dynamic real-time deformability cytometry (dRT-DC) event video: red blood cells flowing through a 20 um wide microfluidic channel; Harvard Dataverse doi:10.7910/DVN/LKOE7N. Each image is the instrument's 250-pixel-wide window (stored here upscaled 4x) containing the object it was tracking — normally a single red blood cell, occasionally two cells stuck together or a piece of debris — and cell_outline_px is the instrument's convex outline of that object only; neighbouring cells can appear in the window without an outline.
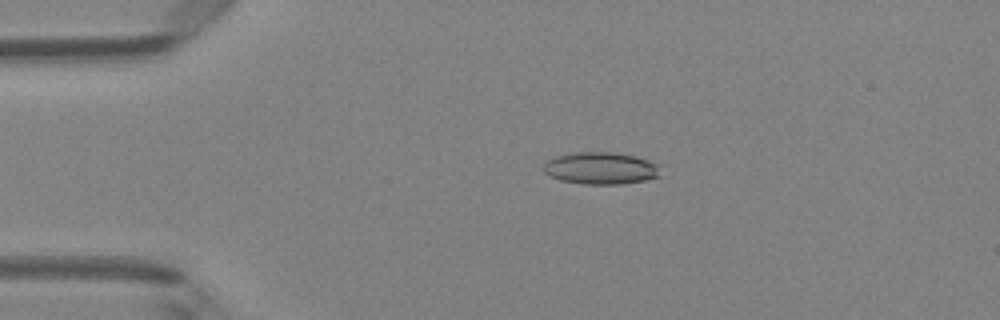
{"species": "Egyptian fruit bat (a non-hibernating species)", "species_latin": "Rousettus aegyptiacus", "temperature_condition": "room temperature", "stored_images_in_passage": 48, "camera_frame_rate_fps": 3000, "um_per_image_px": 0.085, "animal": {"sex": "female"}, "frame": {"image": 1, "passage_image": 10, "time_ms": 3.0, "image_size_px": [1000, 320], "cell_outline_px": [[660, 176], [644, 180], [624, 184], [580, 184], [560, 180], [548, 176], [544, 172], [544, 164], [548, 160], [556, 156], [576, 152], [612, 152], [636, 156], [660, 164]], "centroid_in_image_um": [51.08, 14.3], "position_along_channel_um": 33.9, "area_um2": 22.08}}
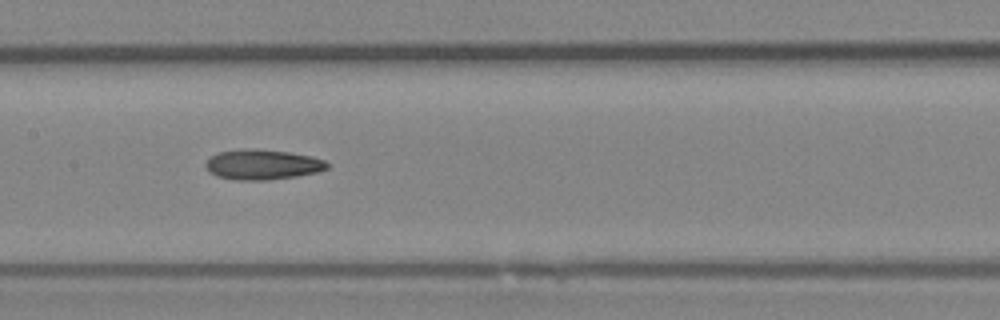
{"frame": {"image": 2, "passage_image": 24, "time_ms": 7.667, "image_size_px": [1000, 320], "cell_outline_px": [[328, 168], [316, 172], [296, 176], [268, 180], [236, 180], [216, 176], [208, 172], [204, 164], [216, 152], [244, 148], [256, 148], [288, 152], [312, 156], [324, 160], [328, 164]], "centroid_in_image_um": [22.27, 13.98], "position_along_channel_um": 185.1, "area_um2": 21.5}}
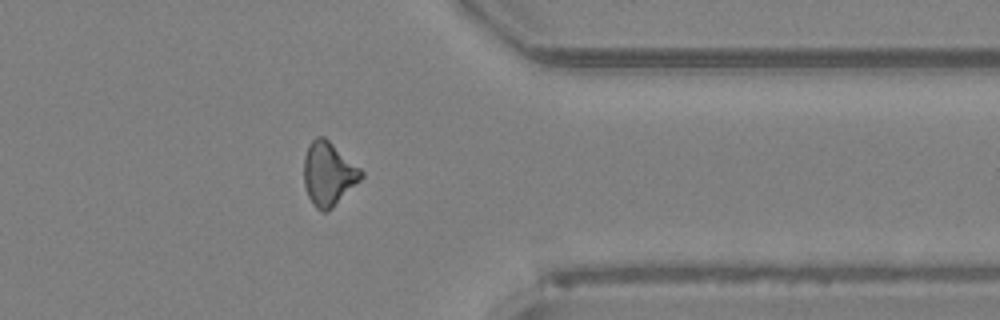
{"frame": {"image": 3, "passage_image": 39, "time_ms": 12.667, "image_size_px": [1000, 320], "cell_outline_px": [[364, 176], [332, 208], [324, 212], [320, 212], [312, 204], [308, 196], [304, 184], [304, 156], [308, 144], [316, 136], [324, 136], [360, 168], [364, 172]], "centroid_in_image_um": [27.9, 14.77], "position_along_channel_um": 383.5, "area_um2": 21.21}, "authors_computed_cell_mechanics": {"area_um2": 21.1548, "velocity_mm_per_s": 4.1658, "shape_relaxation_time_tau1_ms": null, "shape_relaxation_time_tau2_ms": 6.8536, "deformation_change_tau1": null, "deformation_change_tau2": 0.1961}}